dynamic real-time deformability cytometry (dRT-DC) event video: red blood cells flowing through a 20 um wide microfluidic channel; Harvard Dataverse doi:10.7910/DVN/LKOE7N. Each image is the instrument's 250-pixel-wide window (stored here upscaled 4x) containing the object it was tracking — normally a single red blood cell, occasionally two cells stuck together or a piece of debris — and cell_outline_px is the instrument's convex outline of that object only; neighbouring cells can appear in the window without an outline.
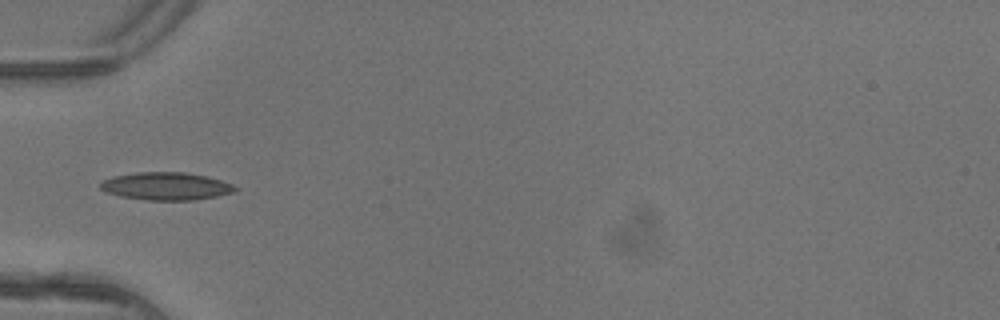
{"species": "common noctule bat (a hibernating species)", "species_latin": "Nyctalus noctula", "temperature_condition": "warm", "stored_images_in_passage": 2, "camera_frame_rate_fps": 3000, "um_per_image_px": 0.085, "animal": {"sex": "female"}, "frame": {"image": 1, "passage_image": 2, "time_ms": 0.333, "image_size_px": [1000, 320], "cell_outline_px": [[236, 188], [232, 192], [216, 196], [192, 200], [148, 200], [120, 196], [104, 192], [100, 188], [100, 184], [104, 180], [112, 176], [136, 172], [184, 172], [204, 176], [220, 180], [232, 184]], "centroid_in_image_um": [14.05, 15.82], "position_along_channel_um": 71.0, "area_um2": 21.56}}